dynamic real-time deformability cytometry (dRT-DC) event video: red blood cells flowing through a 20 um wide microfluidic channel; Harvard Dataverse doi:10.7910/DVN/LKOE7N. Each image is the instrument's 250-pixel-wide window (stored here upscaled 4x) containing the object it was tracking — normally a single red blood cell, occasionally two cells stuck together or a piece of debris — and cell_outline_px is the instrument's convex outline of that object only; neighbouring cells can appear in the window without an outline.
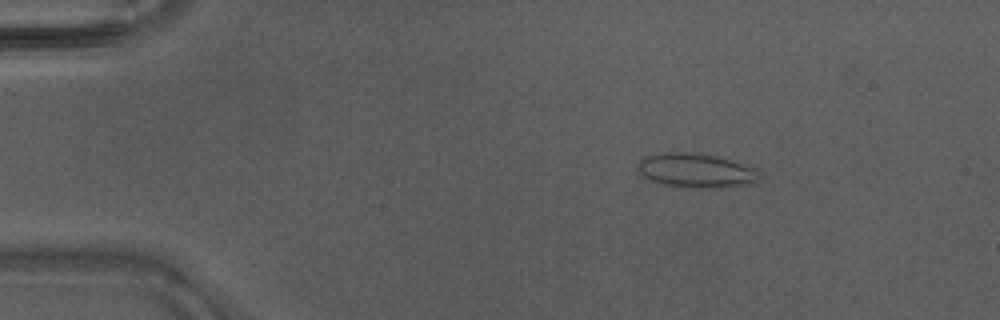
{"species": "Egyptian fruit bat (a non-hibernating species)", "species_latin": "Rousettus aegyptiacus", "temperature_condition": "warm", "stored_images_in_passage": 39, "camera_frame_rate_fps": 3000, "um_per_image_px": 0.085, "animal": {"sex": "male"}, "frame": {"image": 1, "passage_image": 1, "time_ms": 0.0, "image_size_px": [1000, 320], "cell_outline_px": [[760, 176], [756, 180], [740, 184], [712, 188], [700, 188], [664, 184], [648, 180], [636, 168], [636, 164], [640, 160], [648, 156], [664, 152], [692, 152], [716, 156], [732, 160], [752, 168]], "centroid_in_image_um": [59.05, 14.47], "position_along_channel_um": 25.9, "area_um2": 23.64}}
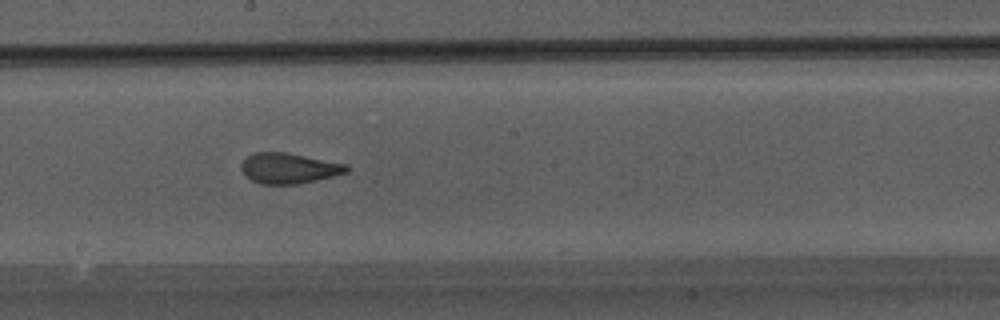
{"frame": {"image": 2, "passage_image": 19, "time_ms": 6.0, "image_size_px": [1000, 320], "cell_outline_px": [[352, 168], [348, 172], [332, 176], [296, 184], [260, 184], [252, 180], [240, 168], [244, 160], [252, 152], [288, 152], [348, 164]], "centroid_in_image_um": [24.6, 14.28], "position_along_channel_um": 223.6, "area_um2": 18.73}}
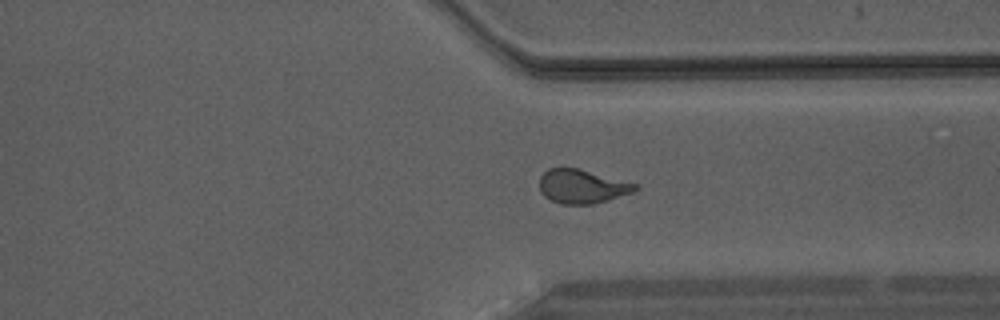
{"frame": {"image": 3, "passage_image": 28, "time_ms": 9.0, "image_size_px": [1000, 320], "cell_outline_px": [[640, 188], [632, 192], [608, 200], [592, 204], [560, 204], [544, 196], [540, 192], [540, 176], [548, 168], [576, 168], [640, 184]], "centroid_in_image_um": [49.49, 15.85], "position_along_channel_um": 361.9, "area_um2": 18.9}}